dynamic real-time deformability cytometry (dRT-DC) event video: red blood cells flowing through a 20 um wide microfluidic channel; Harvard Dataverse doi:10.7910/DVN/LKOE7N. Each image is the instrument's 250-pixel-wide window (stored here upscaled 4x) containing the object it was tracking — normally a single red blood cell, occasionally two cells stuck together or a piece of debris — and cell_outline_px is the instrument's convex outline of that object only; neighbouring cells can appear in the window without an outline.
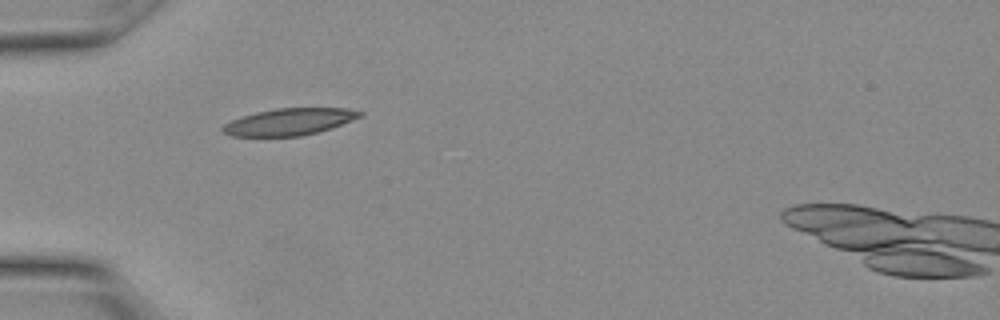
{"species": "Egyptian fruit bat (a non-hibernating species)", "species_latin": "Rousettus aegyptiacus", "temperature_condition": "warm", "stored_images_in_passage": 10, "camera_frame_rate_fps": 3000, "um_per_image_px": 0.085, "animal": {"sex": "female"}, "frame": {"image": 1, "passage_image": 1, "time_ms": 0.0, "image_size_px": [1000, 320], "cell_outline_px": [[364, 116], [332, 128], [300, 136], [232, 136], [224, 132], [220, 128], [224, 124], [240, 116], [256, 112], [276, 108], [344, 108], [364, 112]], "centroid_in_image_um": [24.6, 10.34], "position_along_channel_um": 60.4, "area_um2": 21.5}}
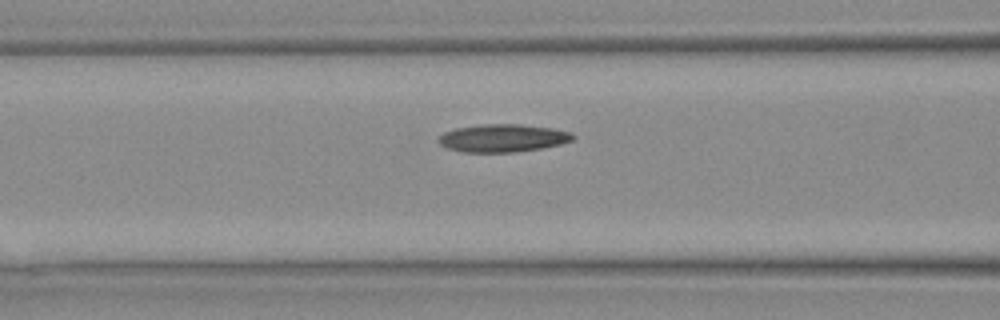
{"frame": {"image": 2, "passage_image": 4, "time_ms": 1.0, "image_size_px": [1000, 320], "cell_outline_px": [[576, 136], [572, 140], [560, 144], [540, 148], [512, 152], [460, 152], [444, 148], [436, 140], [444, 132], [456, 128], [484, 124], [520, 124], [552, 128], [572, 132]], "centroid_in_image_um": [42.7, 11.74], "position_along_channel_um": 123.9, "area_um2": 21.85}}
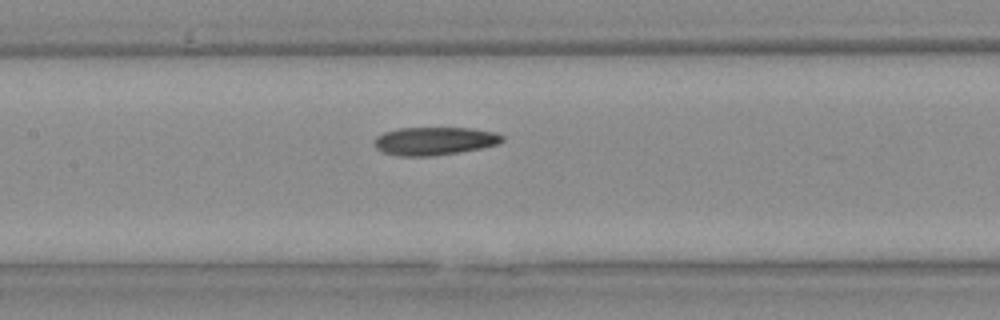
{"frame": {"image": 3, "passage_image": 6, "time_ms": 1.667, "image_size_px": [1000, 320], "cell_outline_px": [[504, 140], [496, 144], [480, 148], [432, 156], [400, 156], [384, 152], [376, 148], [372, 140], [376, 136], [384, 132], [400, 128], [468, 128], [496, 132], [504, 136]], "centroid_in_image_um": [36.89, 11.98], "position_along_channel_um": 170.5, "area_um2": 20.81}}